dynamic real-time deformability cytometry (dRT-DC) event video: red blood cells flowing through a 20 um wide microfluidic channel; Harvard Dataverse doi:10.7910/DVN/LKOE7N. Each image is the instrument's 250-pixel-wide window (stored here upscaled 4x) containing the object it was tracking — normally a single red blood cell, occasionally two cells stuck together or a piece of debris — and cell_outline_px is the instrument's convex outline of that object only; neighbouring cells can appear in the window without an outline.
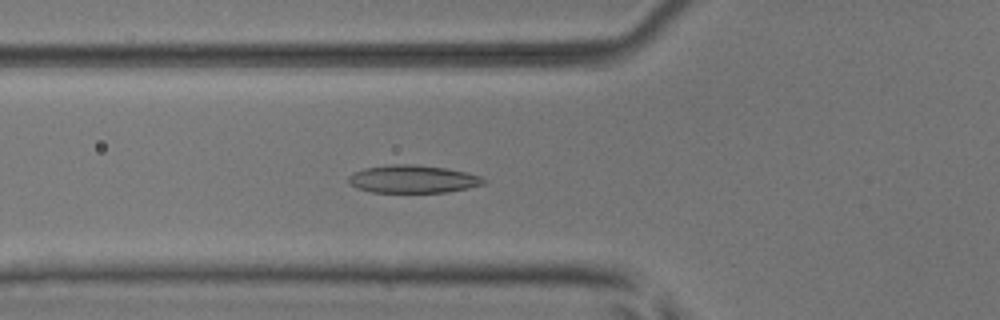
{"species": "common noctule bat (a hibernating species)", "species_latin": "Nyctalus noctula", "temperature_condition": "room temperature", "stored_images_in_passage": 34, "camera_frame_rate_fps": 3000, "um_per_image_px": 0.085, "animal": {"sex": "male", "body_mass_g": 17.9, "forearm_length_mm": 54.2}, "frame": {"image": 1, "passage_image": 5, "time_ms": 1.333, "image_size_px": [1000, 320], "cell_outline_px": [[488, 180], [484, 184], [468, 188], [448, 192], [372, 192], [356, 188], [348, 184], [348, 176], [352, 172], [364, 168], [388, 164], [412, 164], [448, 168], [468, 172], [480, 176]], "centroid_in_image_um": [35.08, 15.21], "position_along_channel_um": 90.7, "area_um2": 22.25}}
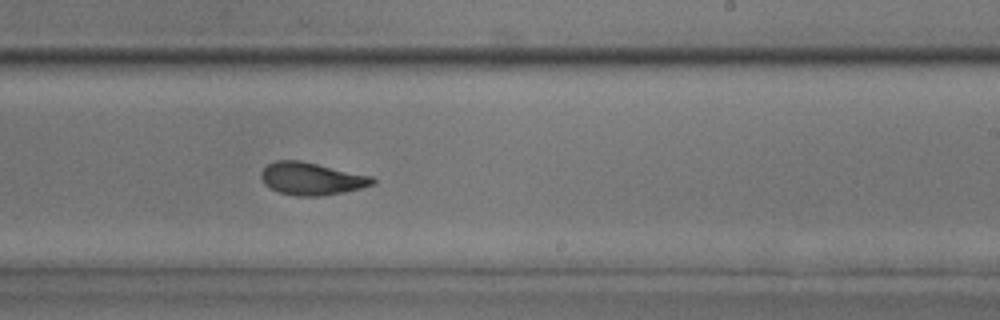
{"frame": {"image": 2, "passage_image": 18, "time_ms": 5.667, "image_size_px": [1000, 320], "cell_outline_px": [[376, 184], [344, 192], [320, 196], [296, 196], [280, 192], [268, 188], [264, 184], [260, 176], [260, 172], [268, 164], [276, 160], [300, 160], [372, 176], [376, 180]], "centroid_in_image_um": [26.47, 15.19], "position_along_channel_um": 262.5, "area_um2": 21.21}}
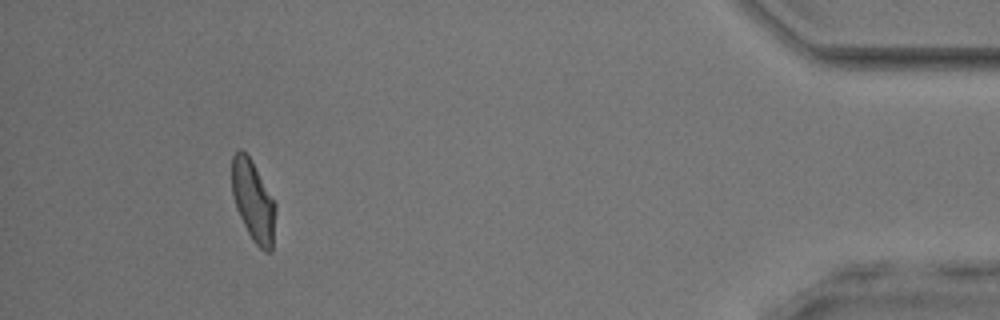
{"frame": {"image": 3, "passage_image": 34, "time_ms": 11.0, "image_size_px": [1000, 320], "cell_outline_px": [[276, 208], [272, 252], [264, 252], [252, 240], [236, 208], [232, 192], [232, 156], [240, 148], [252, 160], [276, 204]], "centroid_in_image_um": [21.53, 17.1], "position_along_channel_um": 413.7, "area_um2": 20.52}, "authors_computed_cell_mechanics": {"area_um2": 20.9236, "velocity_mm_per_s": 3.971, "shape_relaxation_time_tau1_ms": 4.7109, "shape_relaxation_time_tau2_ms": 1.523, "deformation_change_tau1": 0.1664, "deformation_change_tau2": 0.0625}}